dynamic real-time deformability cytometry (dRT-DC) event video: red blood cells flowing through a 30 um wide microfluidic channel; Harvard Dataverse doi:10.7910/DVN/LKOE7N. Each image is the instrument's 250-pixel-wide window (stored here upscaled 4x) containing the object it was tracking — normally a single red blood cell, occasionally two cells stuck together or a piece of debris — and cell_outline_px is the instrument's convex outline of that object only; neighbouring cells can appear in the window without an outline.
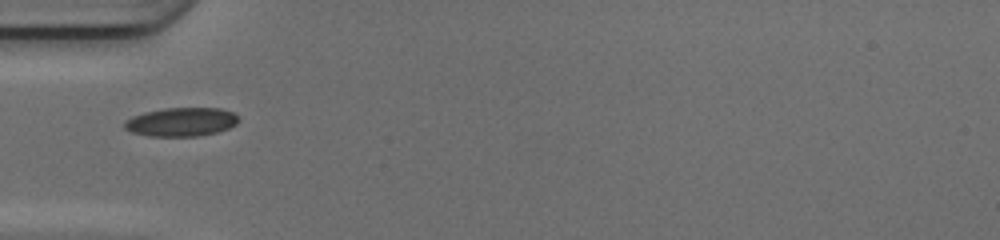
{"species": "common noctule bat (a hibernating species)", "species_latin": "Nyctalus noctula", "temperature_condition": "cold", "stored_images_in_passage": 28, "camera_frame_rate_fps": 3000, "um_per_image_px": 0.085, "animal": {"sex": "female", "body_mass_g": 17.0, "forearm_length_mm": 48.0}, "frame": {"image": 1, "passage_image": 1, "time_ms": 0.0, "image_size_px": [1000, 240], "cell_outline_px": [[240, 120], [236, 124], [228, 128], [216, 132], [196, 136], [148, 136], [132, 132], [124, 128], [124, 120], [132, 116], [144, 112], [164, 108], [220, 108], [232, 112]], "centroid_in_image_um": [15.38, 10.36], "position_along_channel_um": 69.6, "area_um2": 19.07}}
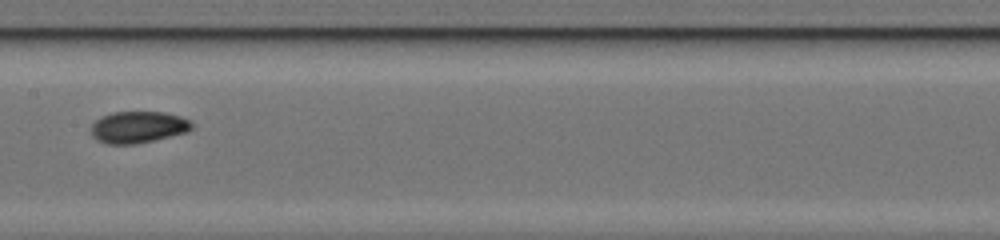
{"frame": {"image": 2, "passage_image": 10, "time_ms": 3.0, "image_size_px": [1000, 240], "cell_outline_px": [[192, 128], [188, 132], [136, 144], [108, 144], [96, 140], [92, 136], [88, 128], [100, 116], [112, 112], [164, 112], [180, 116], [192, 120]], "centroid_in_image_um": [11.71, 10.8], "position_along_channel_um": 195.7, "area_um2": 18.9}}
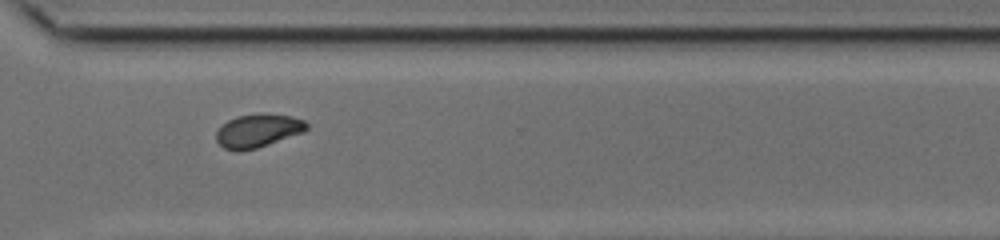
{"frame": {"image": 3, "passage_image": 21, "time_ms": 6.667, "image_size_px": [1000, 240], "cell_outline_px": [[308, 128], [304, 132], [256, 148], [240, 152], [236, 152], [224, 148], [216, 140], [216, 132], [228, 120], [236, 116], [260, 112], [292, 116], [304, 120], [308, 124]], "centroid_in_image_um": [21.93, 11.1], "position_along_channel_um": 348.7, "area_um2": 17.74}, "authors_computed_cell_mechanics": {"area_um2": 18.4093, "velocity_mm_per_s": 4.1943, "shape_relaxation_time_tau1_ms": 10.422, "shape_relaxation_time_tau2_ms": 2.6294, "deformation_change_tau1": 0.2032, "deformation_change_tau2": 0.0532}}